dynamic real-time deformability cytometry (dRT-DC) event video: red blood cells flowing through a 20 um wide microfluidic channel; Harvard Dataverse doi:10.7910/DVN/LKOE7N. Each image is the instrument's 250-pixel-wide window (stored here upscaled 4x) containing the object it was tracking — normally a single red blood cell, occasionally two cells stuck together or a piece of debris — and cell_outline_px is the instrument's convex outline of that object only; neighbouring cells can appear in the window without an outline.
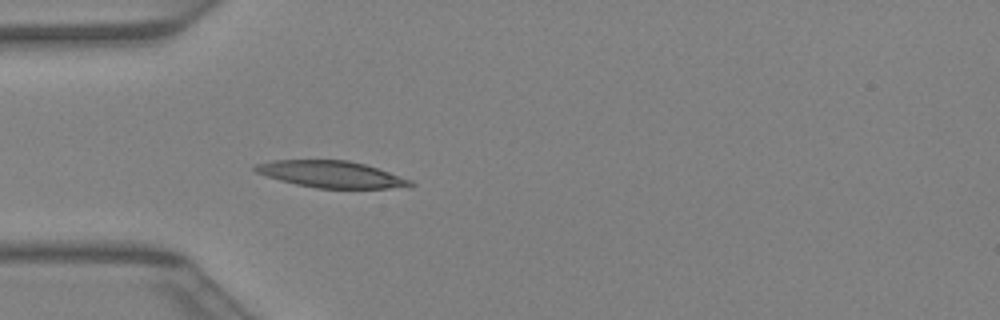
{"species": "Egyptian fruit bat (a non-hibernating species)", "species_latin": "Rousettus aegyptiacus", "temperature_condition": "warm", "stored_images_in_passage": 31, "camera_frame_rate_fps": 3000, "um_per_image_px": 0.085, "animal": {"sex": "female"}, "frame": {"image": 1, "passage_image": 4, "time_ms": 1.0, "image_size_px": [1000, 320], "cell_outline_px": [[416, 184], [408, 188], [316, 188], [296, 184], [280, 180], [256, 172], [252, 168], [256, 164], [272, 160], [348, 160], [364, 164], [412, 180]], "centroid_in_image_um": [28.18, 14.82], "position_along_channel_um": 56.8, "area_um2": 24.04}}
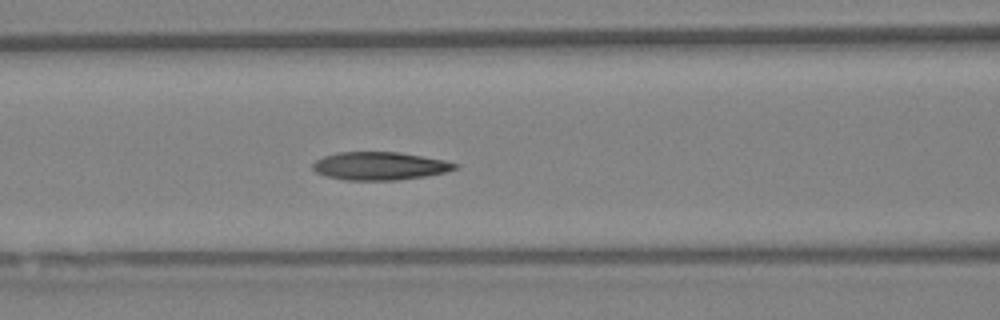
{"frame": {"image": 2, "passage_image": 9, "time_ms": 2.667, "image_size_px": [1000, 320], "cell_outline_px": [[460, 164], [456, 168], [444, 172], [424, 176], [396, 180], [344, 180], [328, 176], [316, 172], [312, 168], [312, 164], [316, 160], [324, 156], [336, 152], [400, 152], [444, 160]], "centroid_in_image_um": [32.26, 14.1], "position_along_channel_um": 134.3, "area_um2": 23.12}}
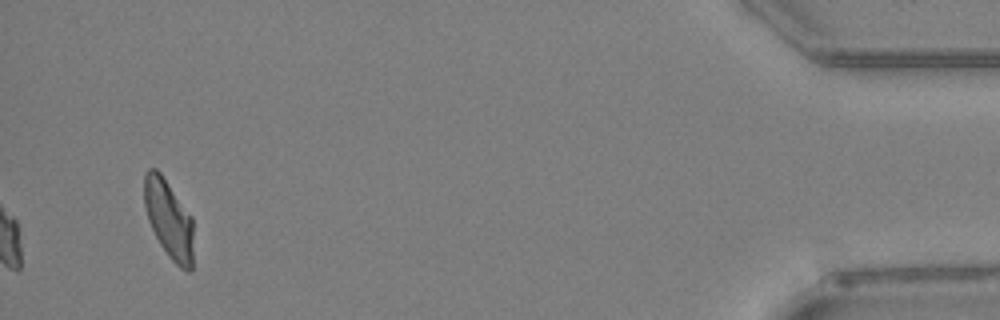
{"frame": {"image": 3, "passage_image": 31, "time_ms": 10.0, "image_size_px": [1000, 320], "cell_outline_px": [[192, 272], [188, 272], [180, 268], [168, 256], [160, 244], [148, 220], [144, 204], [144, 172], [148, 168], [156, 168], [160, 172], [192, 216]], "centroid_in_image_um": [14.34, 18.61], "position_along_channel_um": 420.9, "area_um2": 22.48}}